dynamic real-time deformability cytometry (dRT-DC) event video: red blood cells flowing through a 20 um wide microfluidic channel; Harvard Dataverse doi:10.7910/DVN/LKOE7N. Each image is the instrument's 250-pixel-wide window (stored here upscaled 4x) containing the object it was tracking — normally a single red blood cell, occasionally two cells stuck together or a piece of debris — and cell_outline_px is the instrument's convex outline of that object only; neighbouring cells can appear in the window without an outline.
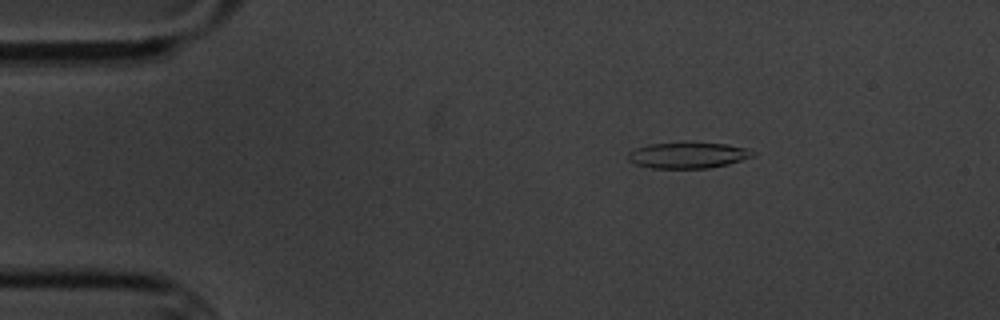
{"species": "common noctule bat (a hibernating species)", "species_latin": "Nyctalus noctula", "temperature_condition": "cold", "stored_images_in_passage": 4, "camera_frame_rate_fps": 3000, "um_per_image_px": 0.085, "animal": {"sex": "male", "body_mass_g": 20.1, "forearm_length_mm": 53.5}, "frame": {"image": 1, "passage_image": 2, "time_ms": 1.333, "image_size_px": [1000, 320], "cell_outline_px": [[756, 156], [728, 164], [708, 168], [652, 168], [632, 164], [628, 160], [628, 152], [636, 148], [648, 144], [724, 144], [748, 148], [756, 152]], "centroid_in_image_um": [58.48, 13.22], "position_along_channel_um": 26.5, "area_um2": 18.61}}